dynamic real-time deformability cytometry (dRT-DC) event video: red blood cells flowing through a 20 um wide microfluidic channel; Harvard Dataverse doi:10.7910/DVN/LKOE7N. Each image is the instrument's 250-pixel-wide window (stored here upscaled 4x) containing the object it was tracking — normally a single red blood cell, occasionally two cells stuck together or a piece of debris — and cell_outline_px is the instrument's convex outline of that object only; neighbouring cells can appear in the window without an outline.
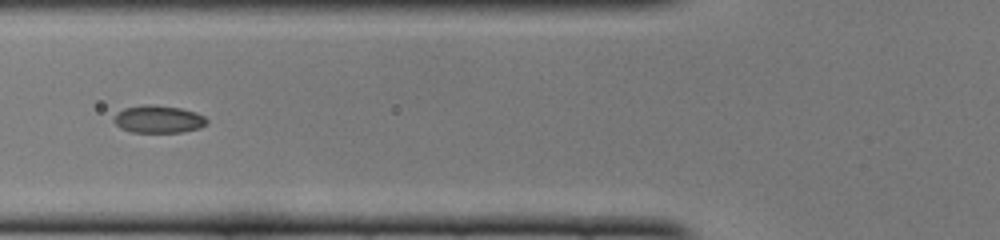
{"species": "common noctule bat (a hibernating species)", "species_latin": "Nyctalus noctula", "temperature_condition": "cold", "stored_images_in_passage": 24, "camera_frame_rate_fps": 3000, "um_per_image_px": 0.085, "animal": {"sex": "female", "body_mass_g": 22.0, "forearm_length_mm": 56.7}, "frame": {"image": 1, "passage_image": 8, "time_ms": 2.333, "image_size_px": [1000, 240], "cell_outline_px": [[208, 124], [200, 128], [180, 132], [132, 132], [120, 128], [112, 120], [116, 112], [124, 108], [144, 104], [148, 104], [180, 108], [196, 112], [204, 116], [208, 120]], "centroid_in_image_um": [13.45, 10.13], "position_along_channel_um": 112.3, "area_um2": 15.03}}
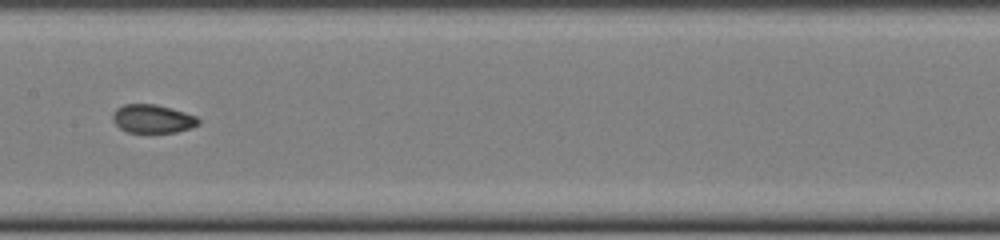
{"frame": {"image": 2, "passage_image": 14, "time_ms": 4.333, "image_size_px": [1000, 240], "cell_outline_px": [[200, 124], [192, 128], [176, 132], [128, 132], [120, 128], [112, 120], [112, 112], [116, 108], [124, 104], [156, 104], [172, 108], [196, 116], [200, 120]], "centroid_in_image_um": [12.98, 10.09], "position_along_channel_um": 194.4, "area_um2": 14.33}}
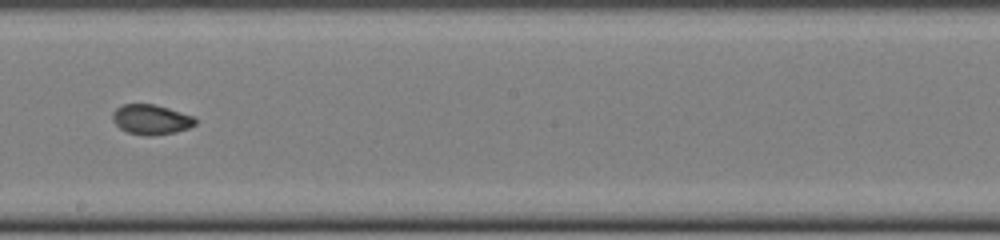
{"frame": {"image": 3, "passage_image": 17, "time_ms": 5.333, "image_size_px": [1000, 240], "cell_outline_px": [[196, 124], [188, 128], [176, 132], [152, 136], [144, 136], [128, 132], [120, 128], [112, 120], [112, 112], [116, 108], [124, 104], [152, 104], [168, 108], [196, 116]], "centroid_in_image_um": [12.86, 10.16], "position_along_channel_um": 235.3, "area_um2": 14.57}}